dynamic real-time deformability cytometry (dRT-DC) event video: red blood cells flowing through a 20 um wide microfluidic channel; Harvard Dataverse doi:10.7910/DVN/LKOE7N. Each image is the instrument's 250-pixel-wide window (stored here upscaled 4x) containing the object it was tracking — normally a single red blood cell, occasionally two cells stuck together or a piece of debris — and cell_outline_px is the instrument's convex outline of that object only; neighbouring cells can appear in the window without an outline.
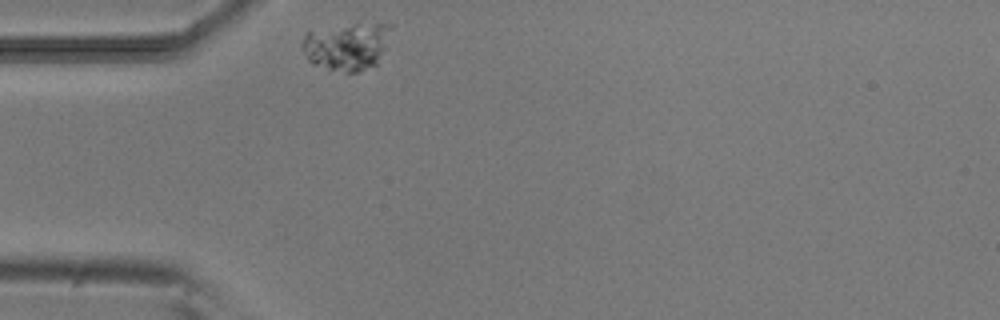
{"species": "common noctule bat (a hibernating species)", "species_latin": "Nyctalus noctula", "temperature_condition": "room temperature", "stored_images_in_passage": 33, "camera_frame_rate_fps": 3000, "um_per_image_px": 0.085, "animal": {"sex": "male", "body_mass_g": 20.5, "forearm_length_mm": 52.5}, "frame": {"image": 1, "passage_image": 1, "time_ms": 0.0, "image_size_px": [1000, 320], "cell_outline_px": [[392, 28], [384, 48], [376, 64], [360, 72], [344, 72], [312, 64], [308, 60], [300, 48], [300, 44], [304, 36], [308, 32], [356, 24], [392, 24]], "centroid_in_image_um": [29.45, 3.96], "position_along_channel_um": 55.5, "area_um2": 24.16}}
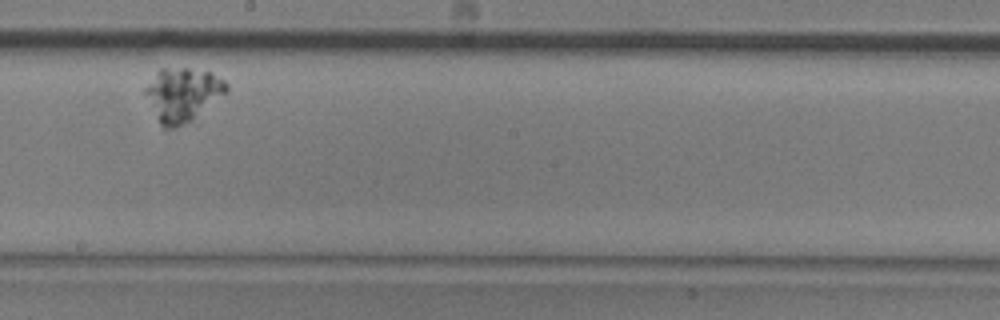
{"frame": {"image": 2, "passage_image": 19, "time_ms": 6.0, "image_size_px": [1000, 320], "cell_outline_px": [[228, 92], [192, 120], [176, 128], [164, 128], [160, 124], [144, 92], [144, 88], [156, 72], [160, 68], [188, 68], [212, 72], [224, 80], [228, 84]], "centroid_in_image_um": [15.54, 8.02], "position_along_channel_um": 232.7, "area_um2": 25.32}}
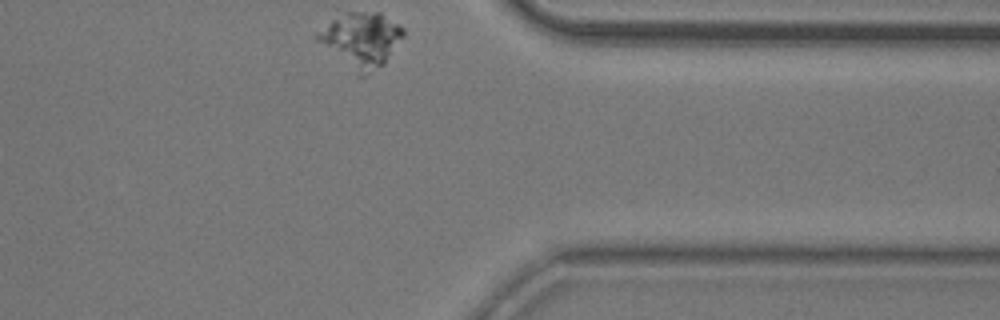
{"frame": {"image": 3, "passage_image": 33, "time_ms": 10.667, "image_size_px": [1000, 320], "cell_outline_px": [[404, 36], [384, 64], [368, 76], [360, 76], [316, 40], [312, 36], [316, 32], [332, 20], [348, 12], [380, 12], [400, 24], [404, 28]], "centroid_in_image_um": [30.72, 3.39], "position_along_channel_um": 380.7, "area_um2": 27.28}}